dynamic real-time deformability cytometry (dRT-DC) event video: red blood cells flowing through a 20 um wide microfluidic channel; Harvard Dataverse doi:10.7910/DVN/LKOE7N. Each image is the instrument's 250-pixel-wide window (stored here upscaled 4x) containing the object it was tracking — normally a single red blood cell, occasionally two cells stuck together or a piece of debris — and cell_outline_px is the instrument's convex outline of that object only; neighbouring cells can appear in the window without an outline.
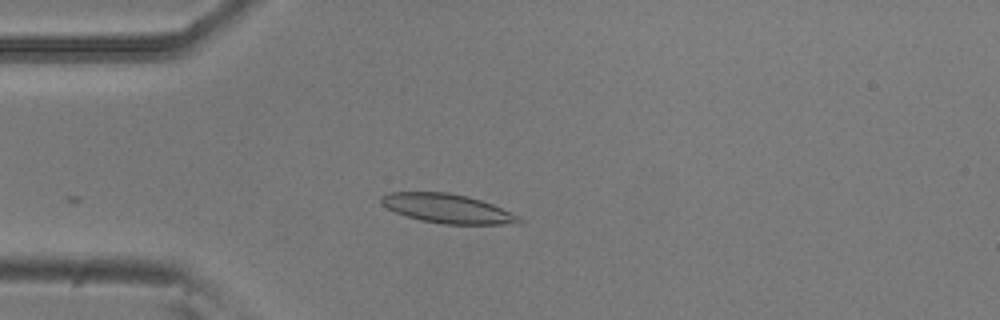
{"species": "common noctule bat (a hibernating species)", "species_latin": "Nyctalus noctula", "temperature_condition": "room temperature", "stored_images_in_passage": 7, "camera_frame_rate_fps": 3000, "um_per_image_px": 0.085, "animal": {"sex": "male", "body_mass_g": 20.5, "forearm_length_mm": 52.5}, "frame": {"image": 1, "passage_image": 1, "time_ms": 0.0, "image_size_px": [1000, 320], "cell_outline_px": [[524, 220], [520, 224], [444, 224], [420, 220], [396, 212], [388, 208], [380, 200], [380, 196], [388, 192], [448, 192], [468, 196], [492, 204], [520, 216]], "centroid_in_image_um": [38.07, 17.73], "position_along_channel_um": 46.9, "area_um2": 23.35}}
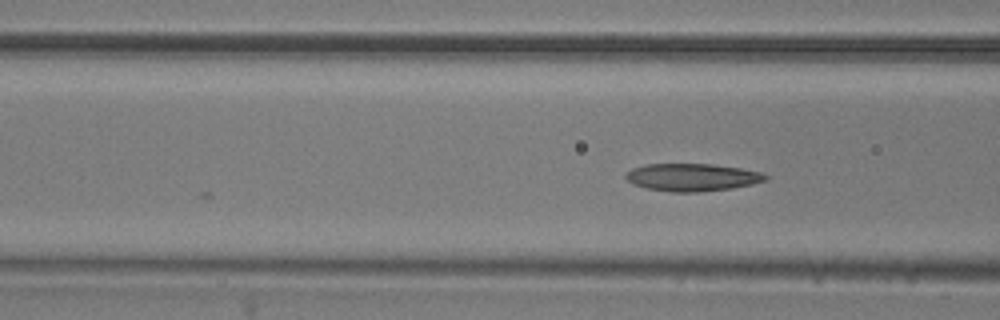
{"frame": {"image": 2, "passage_image": 7, "time_ms": 2.0, "image_size_px": [1000, 320], "cell_outline_px": [[768, 180], [752, 184], [732, 188], [696, 192], [672, 192], [648, 188], [632, 184], [624, 176], [632, 168], [644, 164], [712, 164], [740, 168], [760, 172], [768, 176]], "centroid_in_image_um": [58.83, 15.06], "position_along_channel_um": 107.8, "area_um2": 22.37}}